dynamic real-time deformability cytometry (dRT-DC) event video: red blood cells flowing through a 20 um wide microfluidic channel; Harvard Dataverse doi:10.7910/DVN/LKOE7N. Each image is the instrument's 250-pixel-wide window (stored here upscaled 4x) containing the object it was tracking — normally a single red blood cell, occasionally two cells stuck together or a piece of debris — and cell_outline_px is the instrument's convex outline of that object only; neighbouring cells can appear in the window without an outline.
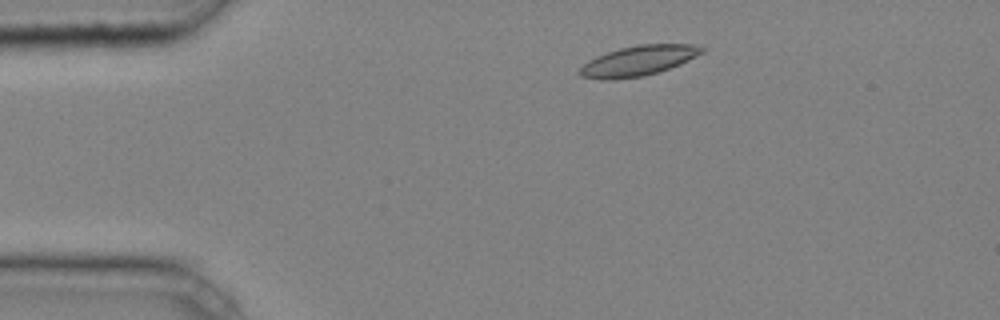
{"species": "common noctule bat (a hibernating species)", "species_latin": "Nyctalus noctula", "temperature_condition": "cold", "stored_images_in_passage": 5, "camera_frame_rate_fps": 3000, "um_per_image_px": 0.085, "animal": {"sex": "male", "body_mass_g": 20.4}, "frame": {"image": 1, "passage_image": 2, "time_ms": 0.333, "image_size_px": [1000, 320], "cell_outline_px": [[708, 48], [704, 52], [680, 64], [660, 72], [644, 76], [612, 80], [600, 80], [580, 76], [576, 72], [588, 60], [596, 56], [620, 48], [640, 44], [692, 44]], "centroid_in_image_um": [54.25, 5.17], "position_along_channel_um": 30.7, "area_um2": 21.68}}
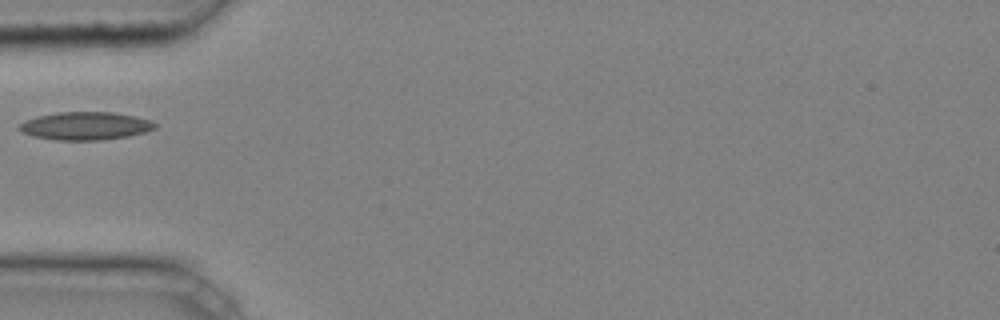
{"frame": {"image": 2, "passage_image": 4, "time_ms": 1.0, "image_size_px": [1000, 320], "cell_outline_px": [[156, 128], [144, 132], [128, 136], [100, 140], [56, 140], [32, 136], [20, 132], [16, 128], [24, 120], [36, 116], [56, 112], [112, 112], [152, 120], [156, 124]], "centroid_in_image_um": [7.2, 10.7], "position_along_channel_um": 77.8, "area_um2": 22.25}}
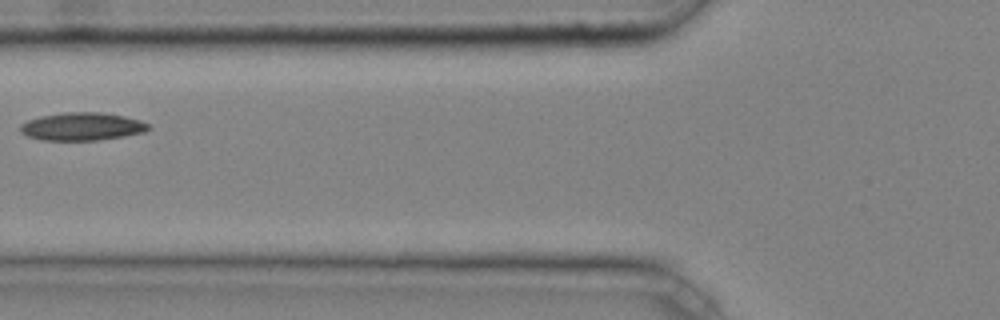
{"frame": {"image": 3, "passage_image": 5, "time_ms": 1.333, "image_size_px": [1000, 320], "cell_outline_px": [[152, 128], [144, 132], [124, 136], [100, 140], [40, 140], [28, 136], [20, 132], [20, 124], [28, 120], [40, 116], [64, 112], [100, 112], [124, 116], [140, 120], [148, 124]], "centroid_in_image_um": [6.97, 10.75], "position_along_channel_um": 118.8, "area_um2": 20.92}}